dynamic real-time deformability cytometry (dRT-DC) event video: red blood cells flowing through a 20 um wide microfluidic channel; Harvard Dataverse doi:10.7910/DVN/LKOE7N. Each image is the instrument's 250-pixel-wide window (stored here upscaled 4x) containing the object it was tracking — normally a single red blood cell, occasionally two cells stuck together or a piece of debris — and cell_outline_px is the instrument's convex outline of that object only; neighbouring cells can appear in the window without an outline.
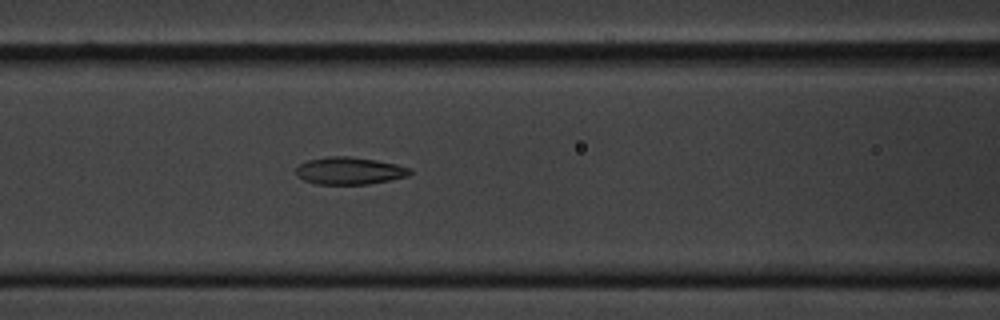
{"species": "common noctule bat (a hibernating species)", "species_latin": "Nyctalus noctula", "temperature_condition": "cold", "stored_images_in_passage": 6, "camera_frame_rate_fps": 3000, "um_per_image_px": 0.085, "animal": {"sex": "male", "body_mass_g": 20.1, "forearm_length_mm": 53.5}, "frame": {"image": 1, "passage_image": 6, "time_ms": 1.667, "image_size_px": [1000, 320], "cell_outline_px": [[412, 172], [408, 176], [368, 184], [316, 184], [304, 180], [296, 176], [296, 168], [300, 164], [308, 160], [328, 156], [348, 156], [376, 160], [396, 164], [412, 168]], "centroid_in_image_um": [29.7, 14.51], "position_along_channel_um": 136.9, "area_um2": 18.15}}